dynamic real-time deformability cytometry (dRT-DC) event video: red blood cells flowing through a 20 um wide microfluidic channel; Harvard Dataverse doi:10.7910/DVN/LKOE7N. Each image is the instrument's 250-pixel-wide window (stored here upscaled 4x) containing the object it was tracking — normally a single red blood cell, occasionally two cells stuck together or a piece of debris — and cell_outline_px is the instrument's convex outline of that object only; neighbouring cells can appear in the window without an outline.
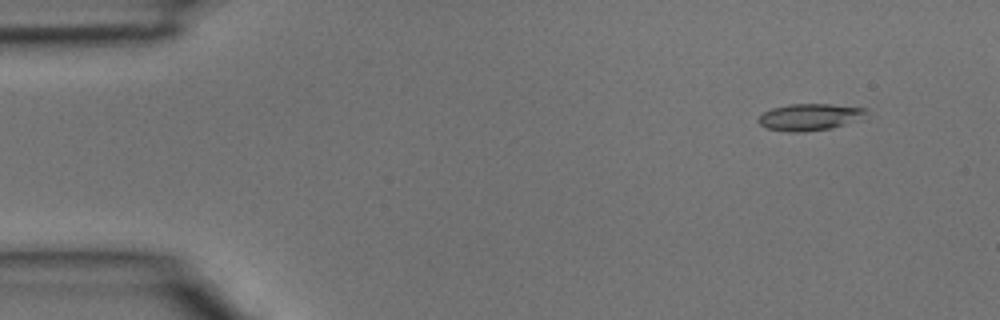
{"species": "common noctule bat (a hibernating species)", "species_latin": "Nyctalus noctula", "temperature_condition": "room temperature", "stored_images_in_passage": 3, "camera_frame_rate_fps": 3000, "um_per_image_px": 0.085, "animal": {"sex": "male", "body_mass_g": 15.6}, "frame": {"image": 1, "passage_image": 1, "time_ms": 0.0, "image_size_px": [1000, 320], "cell_outline_px": [[868, 108], [860, 120], [832, 128], [804, 132], [788, 132], [768, 128], [760, 124], [756, 120], [764, 112], [772, 108], [788, 104], [828, 104]], "centroid_in_image_um": [68.82, 9.95], "position_along_channel_um": 16.2, "area_um2": 16.82}}